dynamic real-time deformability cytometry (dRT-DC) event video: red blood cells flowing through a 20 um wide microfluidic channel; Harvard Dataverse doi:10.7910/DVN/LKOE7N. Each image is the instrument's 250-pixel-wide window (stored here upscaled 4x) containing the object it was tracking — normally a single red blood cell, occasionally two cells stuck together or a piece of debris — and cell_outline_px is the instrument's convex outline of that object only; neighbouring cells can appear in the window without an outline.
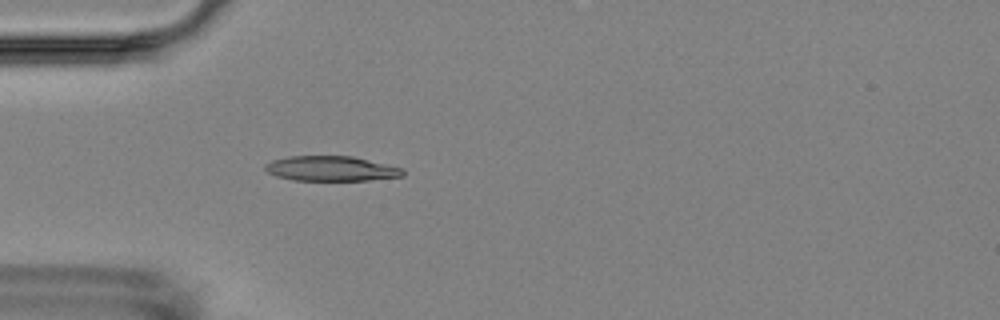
{"species": "Egyptian fruit bat (a non-hibernating species)", "species_latin": "Rousettus aegyptiacus", "temperature_condition": "room temperature", "stored_images_in_passage": 4, "camera_frame_rate_fps": 3000, "um_per_image_px": 0.085, "animal": {"sex": "female"}, "frame": {"image": 1, "passage_image": 4, "time_ms": 5.333, "image_size_px": [1000, 320], "cell_outline_px": [[404, 176], [368, 180], [292, 180], [276, 176], [268, 172], [264, 168], [264, 164], [272, 160], [288, 156], [352, 156], [404, 168]], "centroid_in_image_um": [28.14, 14.32], "position_along_channel_um": 56.9, "area_um2": 20.06}}